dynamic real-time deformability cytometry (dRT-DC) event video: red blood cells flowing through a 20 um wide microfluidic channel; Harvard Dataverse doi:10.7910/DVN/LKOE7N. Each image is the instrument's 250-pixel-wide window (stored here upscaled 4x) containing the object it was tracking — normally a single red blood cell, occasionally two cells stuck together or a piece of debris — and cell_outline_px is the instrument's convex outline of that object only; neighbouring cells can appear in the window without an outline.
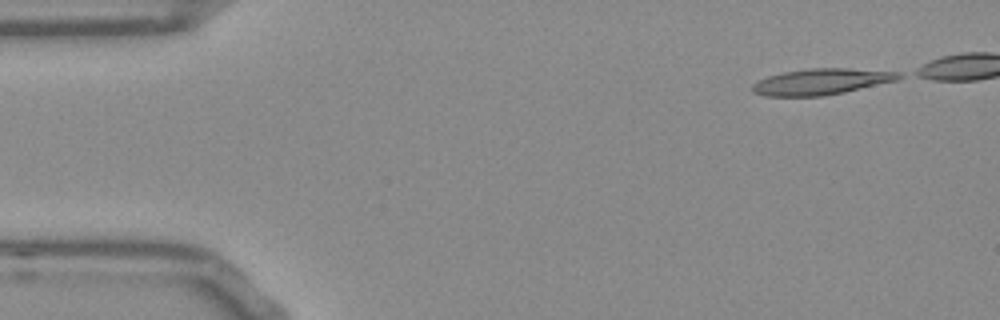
{"species": "Egyptian fruit bat (a non-hibernating species)", "species_latin": "Rousettus aegyptiacus", "temperature_condition": "room temperature", "stored_images_in_passage": 40, "camera_frame_rate_fps": 3000, "um_per_image_px": 0.085, "frame": {"image": 1, "passage_image": 1, "time_ms": 0.0, "image_size_px": [1000, 320], "cell_outline_px": [[904, 76], [896, 80], [844, 92], [824, 96], [764, 96], [752, 92], [752, 84], [768, 76], [784, 72], [808, 68], [848, 68], [900, 72]], "centroid_in_image_um": [69.8, 6.94], "position_along_channel_um": 15.2, "area_um2": 22.14}}
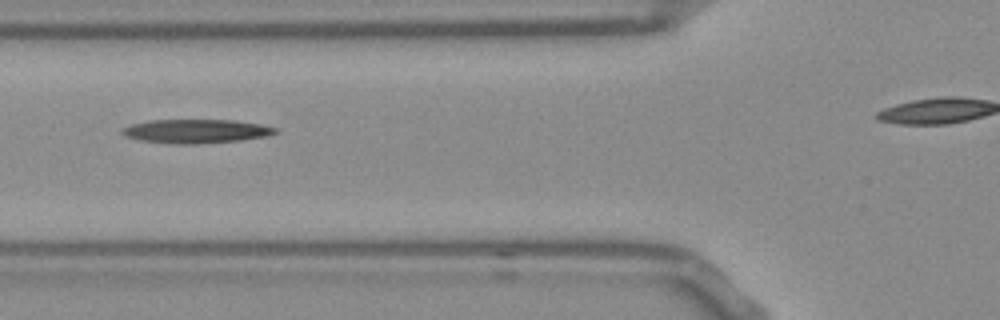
{"frame": {"image": 2, "passage_image": 16, "time_ms": 5.0, "image_size_px": [1000, 320], "cell_outline_px": [[280, 132], [264, 136], [240, 140], [192, 144], [176, 144], [140, 140], [128, 136], [120, 132], [120, 128], [132, 124], [148, 120], [236, 120], [260, 124], [276, 128]], "centroid_in_image_um": [16.65, 11.14], "position_along_channel_um": 109.2, "area_um2": 21.15}}
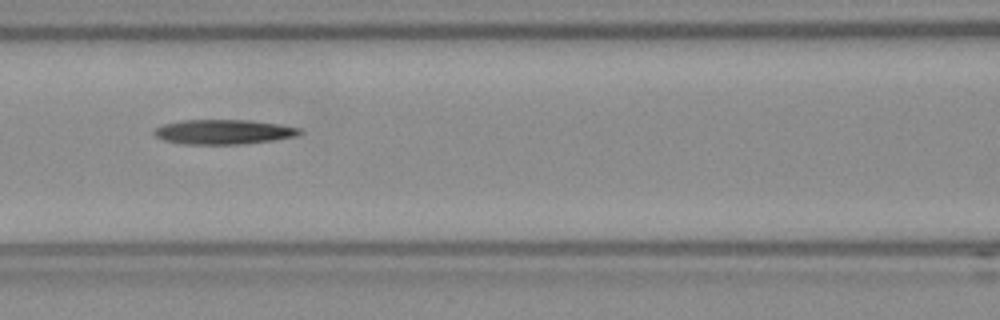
{"frame": {"image": 3, "passage_image": 19, "time_ms": 6.0, "image_size_px": [1000, 320], "cell_outline_px": [[304, 132], [296, 136], [272, 140], [236, 144], [188, 144], [164, 140], [156, 136], [152, 132], [160, 124], [180, 120], [252, 120], [280, 124], [300, 128]], "centroid_in_image_um": [18.99, 11.19], "position_along_channel_um": 147.6, "area_um2": 20.92}}